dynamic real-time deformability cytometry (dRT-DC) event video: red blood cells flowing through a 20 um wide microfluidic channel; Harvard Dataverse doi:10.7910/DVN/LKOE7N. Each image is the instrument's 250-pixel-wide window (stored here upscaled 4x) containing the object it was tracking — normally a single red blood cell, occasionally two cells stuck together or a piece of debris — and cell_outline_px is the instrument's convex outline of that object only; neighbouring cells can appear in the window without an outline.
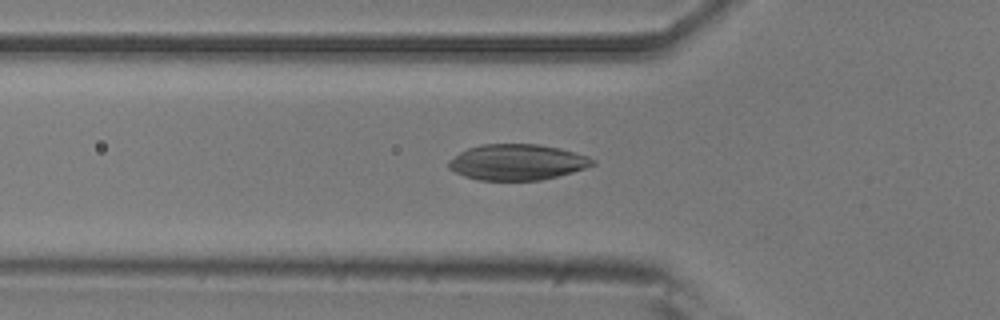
{"species": "common noctule bat (a hibernating species)", "species_latin": "Nyctalus noctula", "temperature_condition": "room temperature", "stored_images_in_passage": 52, "camera_frame_rate_fps": 3000, "um_per_image_px": 0.085, "animal": {"sex": "male", "body_mass_g": 20.5, "forearm_length_mm": 52.5}, "frame": {"image": 1, "passage_image": 17, "time_ms": 5.333, "image_size_px": [1000, 320], "cell_outline_px": [[596, 164], [572, 172], [540, 180], [480, 180], [464, 176], [448, 168], [448, 160], [460, 152], [468, 148], [480, 144], [536, 144], [560, 148], [588, 156], [596, 160]], "centroid_in_image_um": [43.95, 13.78], "position_along_channel_um": 81.9, "area_um2": 30.0}}
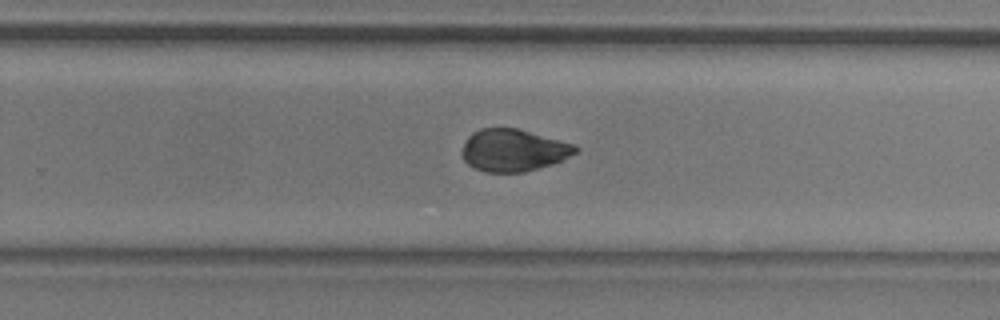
{"frame": {"image": 2, "passage_image": 33, "time_ms": 10.667, "image_size_px": [1000, 320], "cell_outline_px": [[580, 148], [576, 152], [564, 160], [552, 164], [524, 172], [484, 172], [468, 164], [464, 160], [460, 152], [468, 136], [472, 132], [480, 128], [516, 128], [572, 144]], "centroid_in_image_um": [43.6, 12.78], "position_along_channel_um": 286.2, "area_um2": 27.74}}
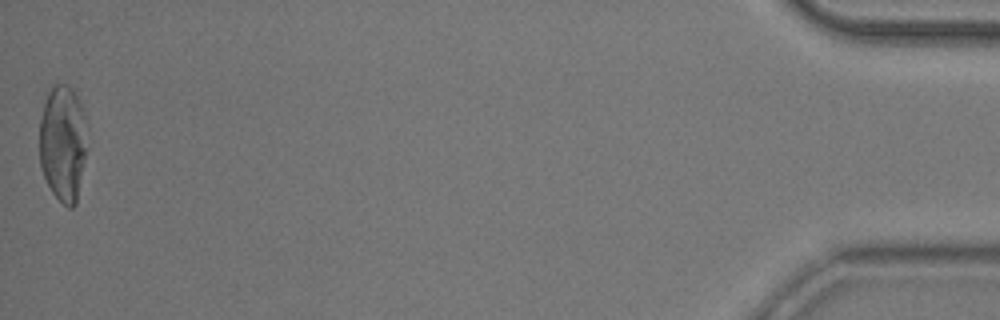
{"frame": {"image": 3, "passage_image": 52, "time_ms": 17.0, "image_size_px": [1000, 320], "cell_outline_px": [[88, 148], [76, 204], [72, 208], [68, 208], [52, 192], [44, 176], [40, 164], [40, 120], [44, 104], [48, 92], [52, 84], [64, 84], [72, 88], [84, 112]], "centroid_in_image_um": [5.37, 12.17], "position_along_channel_um": 429.8, "area_um2": 32.6}, "authors_computed_cell_mechanics": {"area_um2": 29.8248, "velocity_mm_per_s": 3.8191, "shape_relaxation_time_tau1_ms": 6.2433, "shape_relaxation_time_tau2_ms": null, "deformation_change_tau1": 0.1848, "deformation_change_tau2": null}}